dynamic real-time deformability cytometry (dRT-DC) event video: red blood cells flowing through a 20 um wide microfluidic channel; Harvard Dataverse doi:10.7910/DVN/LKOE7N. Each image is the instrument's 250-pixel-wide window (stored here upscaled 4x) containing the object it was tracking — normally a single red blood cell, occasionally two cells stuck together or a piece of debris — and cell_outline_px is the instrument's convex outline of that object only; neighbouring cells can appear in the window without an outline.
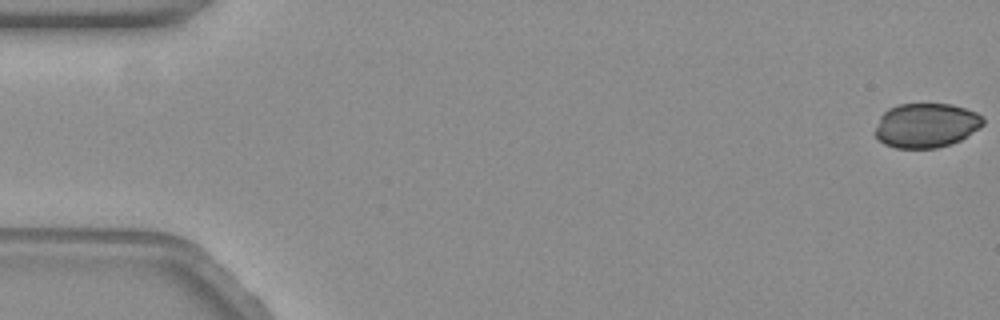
{"species": "common noctule bat (a hibernating species)", "species_latin": "Nyctalus noctula", "temperature_condition": "warm", "stored_images_in_passage": 61, "camera_frame_rate_fps": 3000, "um_per_image_px": 0.085, "animal": {"sex": "female", "body_mass_g": 19.3, "forearm_length_mm": 54.1}, "frame": {"image": 1, "passage_image": 1, "time_ms": 0.0, "image_size_px": [1000, 320], "cell_outline_px": [[984, 124], [980, 128], [960, 140], [936, 148], [896, 148], [884, 144], [876, 136], [876, 128], [880, 116], [888, 108], [896, 104], [952, 104], [976, 112], [984, 116]], "centroid_in_image_um": [78.74, 10.65], "position_along_channel_um": 6.3, "area_um2": 27.98}}
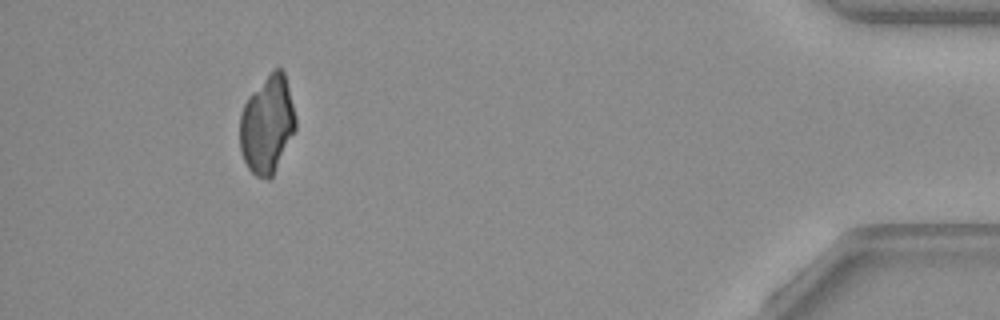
{"frame": {"image": 2, "passage_image": 56, "time_ms": 18.333, "image_size_px": [1000, 320], "cell_outline_px": [[296, 128], [272, 176], [268, 180], [256, 176], [248, 168], [240, 152], [240, 112], [248, 96], [272, 68], [280, 68], [284, 72], [296, 116]], "centroid_in_image_um": [22.7, 10.56], "position_along_channel_um": 412.5, "area_um2": 31.79}}